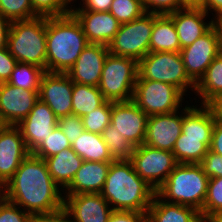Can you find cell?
I'll use <instances>...</instances> for the list:
<instances>
[{
  "label": "cell",
  "instance_id": "4fadbf2b",
  "mask_svg": "<svg viewBox=\"0 0 222 222\" xmlns=\"http://www.w3.org/2000/svg\"><path fill=\"white\" fill-rule=\"evenodd\" d=\"M148 116L131 100L112 102L111 122L113 130L122 134L132 145L144 144Z\"/></svg>",
  "mask_w": 222,
  "mask_h": 222
},
{
  "label": "cell",
  "instance_id": "e575fe53",
  "mask_svg": "<svg viewBox=\"0 0 222 222\" xmlns=\"http://www.w3.org/2000/svg\"><path fill=\"white\" fill-rule=\"evenodd\" d=\"M112 102L105 101L100 107L82 117L84 130L102 134L111 122Z\"/></svg>",
  "mask_w": 222,
  "mask_h": 222
},
{
  "label": "cell",
  "instance_id": "8d00e7d4",
  "mask_svg": "<svg viewBox=\"0 0 222 222\" xmlns=\"http://www.w3.org/2000/svg\"><path fill=\"white\" fill-rule=\"evenodd\" d=\"M33 11L39 17H56L70 13L68 8L61 0H30Z\"/></svg>",
  "mask_w": 222,
  "mask_h": 222
},
{
  "label": "cell",
  "instance_id": "db71d44e",
  "mask_svg": "<svg viewBox=\"0 0 222 222\" xmlns=\"http://www.w3.org/2000/svg\"><path fill=\"white\" fill-rule=\"evenodd\" d=\"M5 198L4 185L0 183V202Z\"/></svg>",
  "mask_w": 222,
  "mask_h": 222
},
{
  "label": "cell",
  "instance_id": "1f68e13d",
  "mask_svg": "<svg viewBox=\"0 0 222 222\" xmlns=\"http://www.w3.org/2000/svg\"><path fill=\"white\" fill-rule=\"evenodd\" d=\"M109 12L120 24H125L139 18L146 10L143 0H113Z\"/></svg>",
  "mask_w": 222,
  "mask_h": 222
},
{
  "label": "cell",
  "instance_id": "f546056e",
  "mask_svg": "<svg viewBox=\"0 0 222 222\" xmlns=\"http://www.w3.org/2000/svg\"><path fill=\"white\" fill-rule=\"evenodd\" d=\"M45 72L36 65L18 62L7 83L23 90H39Z\"/></svg>",
  "mask_w": 222,
  "mask_h": 222
},
{
  "label": "cell",
  "instance_id": "ac0fdd59",
  "mask_svg": "<svg viewBox=\"0 0 222 222\" xmlns=\"http://www.w3.org/2000/svg\"><path fill=\"white\" fill-rule=\"evenodd\" d=\"M39 100V90H23L0 83V118L5 125H18Z\"/></svg>",
  "mask_w": 222,
  "mask_h": 222
},
{
  "label": "cell",
  "instance_id": "52a82bcc",
  "mask_svg": "<svg viewBox=\"0 0 222 222\" xmlns=\"http://www.w3.org/2000/svg\"><path fill=\"white\" fill-rule=\"evenodd\" d=\"M137 76L138 62L135 59L109 53L98 88L106 101H131Z\"/></svg>",
  "mask_w": 222,
  "mask_h": 222
},
{
  "label": "cell",
  "instance_id": "6da1fadb",
  "mask_svg": "<svg viewBox=\"0 0 222 222\" xmlns=\"http://www.w3.org/2000/svg\"><path fill=\"white\" fill-rule=\"evenodd\" d=\"M61 189L51 178L45 160L32 153L4 185L5 198L29 214L61 209L64 206V191Z\"/></svg>",
  "mask_w": 222,
  "mask_h": 222
},
{
  "label": "cell",
  "instance_id": "d4e9b609",
  "mask_svg": "<svg viewBox=\"0 0 222 222\" xmlns=\"http://www.w3.org/2000/svg\"><path fill=\"white\" fill-rule=\"evenodd\" d=\"M51 178L64 190L80 168L83 159L72 148L44 159Z\"/></svg>",
  "mask_w": 222,
  "mask_h": 222
},
{
  "label": "cell",
  "instance_id": "4dcf8cb0",
  "mask_svg": "<svg viewBox=\"0 0 222 222\" xmlns=\"http://www.w3.org/2000/svg\"><path fill=\"white\" fill-rule=\"evenodd\" d=\"M103 140L108 146L110 155L114 160H129L134 152L132 145L122 134L113 130V126L108 125L102 133Z\"/></svg>",
  "mask_w": 222,
  "mask_h": 222
},
{
  "label": "cell",
  "instance_id": "d6a6232c",
  "mask_svg": "<svg viewBox=\"0 0 222 222\" xmlns=\"http://www.w3.org/2000/svg\"><path fill=\"white\" fill-rule=\"evenodd\" d=\"M0 13L11 22L39 17L33 11L30 0H0Z\"/></svg>",
  "mask_w": 222,
  "mask_h": 222
},
{
  "label": "cell",
  "instance_id": "f35d334b",
  "mask_svg": "<svg viewBox=\"0 0 222 222\" xmlns=\"http://www.w3.org/2000/svg\"><path fill=\"white\" fill-rule=\"evenodd\" d=\"M20 208L4 198L0 202V222H28L31 214Z\"/></svg>",
  "mask_w": 222,
  "mask_h": 222
},
{
  "label": "cell",
  "instance_id": "7402d4cb",
  "mask_svg": "<svg viewBox=\"0 0 222 222\" xmlns=\"http://www.w3.org/2000/svg\"><path fill=\"white\" fill-rule=\"evenodd\" d=\"M208 15L202 8H182L168 14L174 22L181 49L192 44L214 26V18L209 23L204 22Z\"/></svg>",
  "mask_w": 222,
  "mask_h": 222
},
{
  "label": "cell",
  "instance_id": "7bdbcfd3",
  "mask_svg": "<svg viewBox=\"0 0 222 222\" xmlns=\"http://www.w3.org/2000/svg\"><path fill=\"white\" fill-rule=\"evenodd\" d=\"M28 222H71L69 214L62 207L50 213L31 214Z\"/></svg>",
  "mask_w": 222,
  "mask_h": 222
},
{
  "label": "cell",
  "instance_id": "2e32d148",
  "mask_svg": "<svg viewBox=\"0 0 222 222\" xmlns=\"http://www.w3.org/2000/svg\"><path fill=\"white\" fill-rule=\"evenodd\" d=\"M30 154L20 128L17 125H4L0 129V183L5 185Z\"/></svg>",
  "mask_w": 222,
  "mask_h": 222
},
{
  "label": "cell",
  "instance_id": "681fc988",
  "mask_svg": "<svg viewBox=\"0 0 222 222\" xmlns=\"http://www.w3.org/2000/svg\"><path fill=\"white\" fill-rule=\"evenodd\" d=\"M215 119L222 121V94L216 97L210 104Z\"/></svg>",
  "mask_w": 222,
  "mask_h": 222
},
{
  "label": "cell",
  "instance_id": "816d5d0a",
  "mask_svg": "<svg viewBox=\"0 0 222 222\" xmlns=\"http://www.w3.org/2000/svg\"><path fill=\"white\" fill-rule=\"evenodd\" d=\"M214 26L218 32L219 36V46H220V54H222V19H216L214 21Z\"/></svg>",
  "mask_w": 222,
  "mask_h": 222
},
{
  "label": "cell",
  "instance_id": "9a60e30c",
  "mask_svg": "<svg viewBox=\"0 0 222 222\" xmlns=\"http://www.w3.org/2000/svg\"><path fill=\"white\" fill-rule=\"evenodd\" d=\"M17 126L21 130L27 150L32 153L58 126V117L39 99Z\"/></svg>",
  "mask_w": 222,
  "mask_h": 222
},
{
  "label": "cell",
  "instance_id": "7a4b0ae2",
  "mask_svg": "<svg viewBox=\"0 0 222 222\" xmlns=\"http://www.w3.org/2000/svg\"><path fill=\"white\" fill-rule=\"evenodd\" d=\"M100 194L113 210L147 214L156 191L134 171L129 160H114Z\"/></svg>",
  "mask_w": 222,
  "mask_h": 222
},
{
  "label": "cell",
  "instance_id": "d6986e66",
  "mask_svg": "<svg viewBox=\"0 0 222 222\" xmlns=\"http://www.w3.org/2000/svg\"><path fill=\"white\" fill-rule=\"evenodd\" d=\"M63 207L71 222H107L113 211L100 193L64 195Z\"/></svg>",
  "mask_w": 222,
  "mask_h": 222
},
{
  "label": "cell",
  "instance_id": "484cf974",
  "mask_svg": "<svg viewBox=\"0 0 222 222\" xmlns=\"http://www.w3.org/2000/svg\"><path fill=\"white\" fill-rule=\"evenodd\" d=\"M181 45L174 22L168 15L154 14L149 52H180Z\"/></svg>",
  "mask_w": 222,
  "mask_h": 222
},
{
  "label": "cell",
  "instance_id": "5bb4252c",
  "mask_svg": "<svg viewBox=\"0 0 222 222\" xmlns=\"http://www.w3.org/2000/svg\"><path fill=\"white\" fill-rule=\"evenodd\" d=\"M73 81L66 73L45 72L40 81L39 99L60 118L72 114Z\"/></svg>",
  "mask_w": 222,
  "mask_h": 222
},
{
  "label": "cell",
  "instance_id": "e0dca14e",
  "mask_svg": "<svg viewBox=\"0 0 222 222\" xmlns=\"http://www.w3.org/2000/svg\"><path fill=\"white\" fill-rule=\"evenodd\" d=\"M179 111L148 116L144 144L172 152L182 133L183 109Z\"/></svg>",
  "mask_w": 222,
  "mask_h": 222
},
{
  "label": "cell",
  "instance_id": "8fae6325",
  "mask_svg": "<svg viewBox=\"0 0 222 222\" xmlns=\"http://www.w3.org/2000/svg\"><path fill=\"white\" fill-rule=\"evenodd\" d=\"M129 161L134 171L155 191L162 186L178 164L172 152L146 144L136 146Z\"/></svg>",
  "mask_w": 222,
  "mask_h": 222
},
{
  "label": "cell",
  "instance_id": "f6af8a7d",
  "mask_svg": "<svg viewBox=\"0 0 222 222\" xmlns=\"http://www.w3.org/2000/svg\"><path fill=\"white\" fill-rule=\"evenodd\" d=\"M83 4L77 8H71L70 11H95L108 12L113 0H82Z\"/></svg>",
  "mask_w": 222,
  "mask_h": 222
},
{
  "label": "cell",
  "instance_id": "c3c4849f",
  "mask_svg": "<svg viewBox=\"0 0 222 222\" xmlns=\"http://www.w3.org/2000/svg\"><path fill=\"white\" fill-rule=\"evenodd\" d=\"M212 9V10H211ZM213 11L215 13L214 19H222V0H206V13Z\"/></svg>",
  "mask_w": 222,
  "mask_h": 222
},
{
  "label": "cell",
  "instance_id": "9c48e42d",
  "mask_svg": "<svg viewBox=\"0 0 222 222\" xmlns=\"http://www.w3.org/2000/svg\"><path fill=\"white\" fill-rule=\"evenodd\" d=\"M184 94L175 86L149 79H137L132 101L147 115L181 110ZM181 107V108H180Z\"/></svg>",
  "mask_w": 222,
  "mask_h": 222
},
{
  "label": "cell",
  "instance_id": "836d02e7",
  "mask_svg": "<svg viewBox=\"0 0 222 222\" xmlns=\"http://www.w3.org/2000/svg\"><path fill=\"white\" fill-rule=\"evenodd\" d=\"M71 148V143L66 135L57 126L32 154L42 159L54 156L64 149Z\"/></svg>",
  "mask_w": 222,
  "mask_h": 222
},
{
  "label": "cell",
  "instance_id": "ee69618b",
  "mask_svg": "<svg viewBox=\"0 0 222 222\" xmlns=\"http://www.w3.org/2000/svg\"><path fill=\"white\" fill-rule=\"evenodd\" d=\"M107 222H146V213L113 210Z\"/></svg>",
  "mask_w": 222,
  "mask_h": 222
},
{
  "label": "cell",
  "instance_id": "603a6c76",
  "mask_svg": "<svg viewBox=\"0 0 222 222\" xmlns=\"http://www.w3.org/2000/svg\"><path fill=\"white\" fill-rule=\"evenodd\" d=\"M110 163L83 160L71 183L63 190L65 191L64 195L100 193Z\"/></svg>",
  "mask_w": 222,
  "mask_h": 222
},
{
  "label": "cell",
  "instance_id": "f5cc1de1",
  "mask_svg": "<svg viewBox=\"0 0 222 222\" xmlns=\"http://www.w3.org/2000/svg\"><path fill=\"white\" fill-rule=\"evenodd\" d=\"M208 222H222V208L208 217Z\"/></svg>",
  "mask_w": 222,
  "mask_h": 222
},
{
  "label": "cell",
  "instance_id": "7dc6e473",
  "mask_svg": "<svg viewBox=\"0 0 222 222\" xmlns=\"http://www.w3.org/2000/svg\"><path fill=\"white\" fill-rule=\"evenodd\" d=\"M11 21L0 13V49L7 48Z\"/></svg>",
  "mask_w": 222,
  "mask_h": 222
},
{
  "label": "cell",
  "instance_id": "ffe728a7",
  "mask_svg": "<svg viewBox=\"0 0 222 222\" xmlns=\"http://www.w3.org/2000/svg\"><path fill=\"white\" fill-rule=\"evenodd\" d=\"M108 54V46L88 43L66 74L75 83L98 87Z\"/></svg>",
  "mask_w": 222,
  "mask_h": 222
},
{
  "label": "cell",
  "instance_id": "4316f807",
  "mask_svg": "<svg viewBox=\"0 0 222 222\" xmlns=\"http://www.w3.org/2000/svg\"><path fill=\"white\" fill-rule=\"evenodd\" d=\"M74 152L86 161L113 162L102 134L84 130L80 137L71 144Z\"/></svg>",
  "mask_w": 222,
  "mask_h": 222
},
{
  "label": "cell",
  "instance_id": "277c9868",
  "mask_svg": "<svg viewBox=\"0 0 222 222\" xmlns=\"http://www.w3.org/2000/svg\"><path fill=\"white\" fill-rule=\"evenodd\" d=\"M191 106L183 107L182 133L172 153L178 163L199 164L210 149L216 119L209 105Z\"/></svg>",
  "mask_w": 222,
  "mask_h": 222
},
{
  "label": "cell",
  "instance_id": "f907efd6",
  "mask_svg": "<svg viewBox=\"0 0 222 222\" xmlns=\"http://www.w3.org/2000/svg\"><path fill=\"white\" fill-rule=\"evenodd\" d=\"M182 8H202L206 12V0H181Z\"/></svg>",
  "mask_w": 222,
  "mask_h": 222
},
{
  "label": "cell",
  "instance_id": "f1b7e54d",
  "mask_svg": "<svg viewBox=\"0 0 222 222\" xmlns=\"http://www.w3.org/2000/svg\"><path fill=\"white\" fill-rule=\"evenodd\" d=\"M106 100L97 86L73 82L72 114L81 118L100 107Z\"/></svg>",
  "mask_w": 222,
  "mask_h": 222
},
{
  "label": "cell",
  "instance_id": "ab89813d",
  "mask_svg": "<svg viewBox=\"0 0 222 222\" xmlns=\"http://www.w3.org/2000/svg\"><path fill=\"white\" fill-rule=\"evenodd\" d=\"M146 12L168 15L181 9V0H143Z\"/></svg>",
  "mask_w": 222,
  "mask_h": 222
},
{
  "label": "cell",
  "instance_id": "74e56055",
  "mask_svg": "<svg viewBox=\"0 0 222 222\" xmlns=\"http://www.w3.org/2000/svg\"><path fill=\"white\" fill-rule=\"evenodd\" d=\"M58 127L72 144L84 131L82 118L78 115H66L58 118Z\"/></svg>",
  "mask_w": 222,
  "mask_h": 222
},
{
  "label": "cell",
  "instance_id": "11a10c76",
  "mask_svg": "<svg viewBox=\"0 0 222 222\" xmlns=\"http://www.w3.org/2000/svg\"><path fill=\"white\" fill-rule=\"evenodd\" d=\"M68 8H72V6L73 5H71V3L73 2L74 3V1H76V0H61ZM69 4L71 5V7L69 6Z\"/></svg>",
  "mask_w": 222,
  "mask_h": 222
},
{
  "label": "cell",
  "instance_id": "30bf717a",
  "mask_svg": "<svg viewBox=\"0 0 222 222\" xmlns=\"http://www.w3.org/2000/svg\"><path fill=\"white\" fill-rule=\"evenodd\" d=\"M153 23L154 14L145 12L129 23L120 24L118 32L108 45L109 53L139 62L149 53Z\"/></svg>",
  "mask_w": 222,
  "mask_h": 222
},
{
  "label": "cell",
  "instance_id": "b9f144b4",
  "mask_svg": "<svg viewBox=\"0 0 222 222\" xmlns=\"http://www.w3.org/2000/svg\"><path fill=\"white\" fill-rule=\"evenodd\" d=\"M8 48L0 49V83H7L17 64Z\"/></svg>",
  "mask_w": 222,
  "mask_h": 222
},
{
  "label": "cell",
  "instance_id": "44dd1931",
  "mask_svg": "<svg viewBox=\"0 0 222 222\" xmlns=\"http://www.w3.org/2000/svg\"><path fill=\"white\" fill-rule=\"evenodd\" d=\"M80 23L88 43L108 46L119 30V21L108 12L70 11Z\"/></svg>",
  "mask_w": 222,
  "mask_h": 222
},
{
  "label": "cell",
  "instance_id": "bcb514c9",
  "mask_svg": "<svg viewBox=\"0 0 222 222\" xmlns=\"http://www.w3.org/2000/svg\"><path fill=\"white\" fill-rule=\"evenodd\" d=\"M210 150L222 155V121L215 120Z\"/></svg>",
  "mask_w": 222,
  "mask_h": 222
},
{
  "label": "cell",
  "instance_id": "ba28073f",
  "mask_svg": "<svg viewBox=\"0 0 222 222\" xmlns=\"http://www.w3.org/2000/svg\"><path fill=\"white\" fill-rule=\"evenodd\" d=\"M137 79H149L171 84L183 94L196 83L188 76L180 52H149L138 62ZM188 89V90H187Z\"/></svg>",
  "mask_w": 222,
  "mask_h": 222
},
{
  "label": "cell",
  "instance_id": "cb8c5ba5",
  "mask_svg": "<svg viewBox=\"0 0 222 222\" xmlns=\"http://www.w3.org/2000/svg\"><path fill=\"white\" fill-rule=\"evenodd\" d=\"M146 222H208V218L192 207L165 202L155 194Z\"/></svg>",
  "mask_w": 222,
  "mask_h": 222
},
{
  "label": "cell",
  "instance_id": "60d3db41",
  "mask_svg": "<svg viewBox=\"0 0 222 222\" xmlns=\"http://www.w3.org/2000/svg\"><path fill=\"white\" fill-rule=\"evenodd\" d=\"M199 164L208 178L222 177V155L209 149Z\"/></svg>",
  "mask_w": 222,
  "mask_h": 222
},
{
  "label": "cell",
  "instance_id": "7c38bea8",
  "mask_svg": "<svg viewBox=\"0 0 222 222\" xmlns=\"http://www.w3.org/2000/svg\"><path fill=\"white\" fill-rule=\"evenodd\" d=\"M219 54V36L215 26L180 51L186 72L195 83Z\"/></svg>",
  "mask_w": 222,
  "mask_h": 222
},
{
  "label": "cell",
  "instance_id": "5b68a950",
  "mask_svg": "<svg viewBox=\"0 0 222 222\" xmlns=\"http://www.w3.org/2000/svg\"><path fill=\"white\" fill-rule=\"evenodd\" d=\"M208 180L200 164L178 163L156 194L165 202L189 206L202 214Z\"/></svg>",
  "mask_w": 222,
  "mask_h": 222
},
{
  "label": "cell",
  "instance_id": "83f0119b",
  "mask_svg": "<svg viewBox=\"0 0 222 222\" xmlns=\"http://www.w3.org/2000/svg\"><path fill=\"white\" fill-rule=\"evenodd\" d=\"M196 96H200V104L209 105L222 94V54H219L208 66L204 75L195 85Z\"/></svg>",
  "mask_w": 222,
  "mask_h": 222
},
{
  "label": "cell",
  "instance_id": "3957f363",
  "mask_svg": "<svg viewBox=\"0 0 222 222\" xmlns=\"http://www.w3.org/2000/svg\"><path fill=\"white\" fill-rule=\"evenodd\" d=\"M87 45L86 35L71 12L46 17V72L67 73Z\"/></svg>",
  "mask_w": 222,
  "mask_h": 222
},
{
  "label": "cell",
  "instance_id": "d590c367",
  "mask_svg": "<svg viewBox=\"0 0 222 222\" xmlns=\"http://www.w3.org/2000/svg\"><path fill=\"white\" fill-rule=\"evenodd\" d=\"M222 208V177L209 178L202 214L208 218Z\"/></svg>",
  "mask_w": 222,
  "mask_h": 222
},
{
  "label": "cell",
  "instance_id": "8992f818",
  "mask_svg": "<svg viewBox=\"0 0 222 222\" xmlns=\"http://www.w3.org/2000/svg\"><path fill=\"white\" fill-rule=\"evenodd\" d=\"M7 48L17 62L33 64L46 71V17L12 21Z\"/></svg>",
  "mask_w": 222,
  "mask_h": 222
},
{
  "label": "cell",
  "instance_id": "9f6ffc18",
  "mask_svg": "<svg viewBox=\"0 0 222 222\" xmlns=\"http://www.w3.org/2000/svg\"><path fill=\"white\" fill-rule=\"evenodd\" d=\"M5 124L3 123V121L0 118V129L4 126Z\"/></svg>",
  "mask_w": 222,
  "mask_h": 222
}]
</instances>
